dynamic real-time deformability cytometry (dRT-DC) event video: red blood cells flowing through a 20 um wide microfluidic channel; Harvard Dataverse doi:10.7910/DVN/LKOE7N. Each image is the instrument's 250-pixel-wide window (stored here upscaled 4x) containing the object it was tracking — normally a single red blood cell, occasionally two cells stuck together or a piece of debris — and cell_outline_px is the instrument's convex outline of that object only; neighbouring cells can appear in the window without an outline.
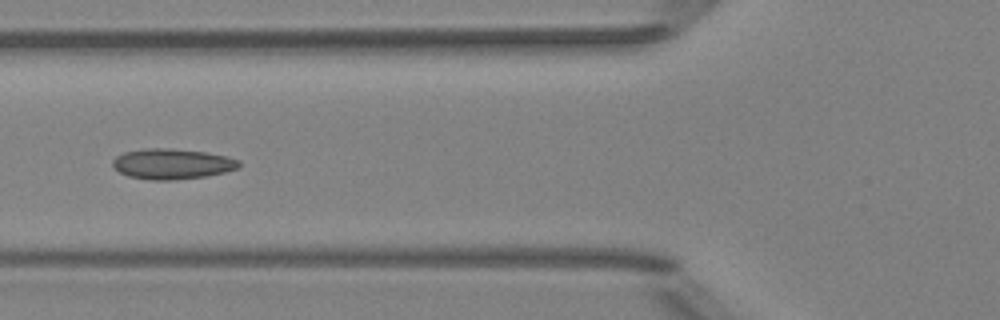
{"species": "Egyptian fruit bat (a non-hibernating species)", "species_latin": "Rousettus aegyptiacus", "temperature_condition": "room temperature", "stored_images_in_passage": 7, "camera_frame_rate_fps": 3000, "um_per_image_px": 0.085, "animal": {"sex": "female"}, "frame": {"image": 1, "passage_image": 6, "time_ms": 6.667, "image_size_px": [1000, 320], "cell_outline_px": [[240, 168], [208, 176], [172, 180], [152, 180], [128, 176], [112, 168], [112, 160], [116, 156], [124, 152], [144, 148], [172, 148], [204, 152], [224, 156], [240, 160]], "centroid_in_image_um": [14.61, 13.93], "position_along_channel_um": 111.2, "area_um2": 22.54}}
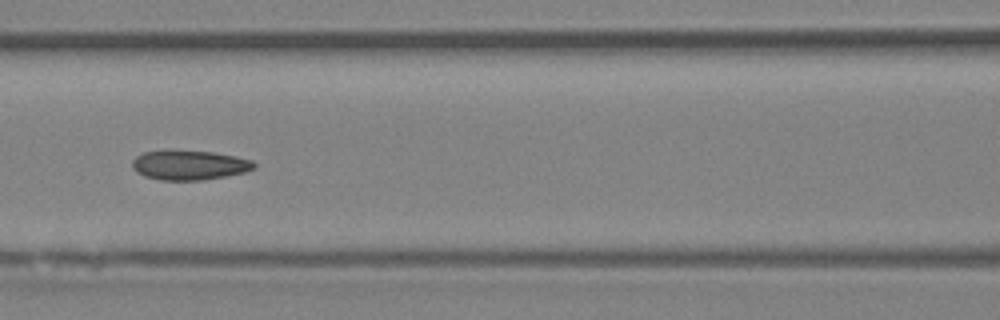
{"frame": {"image": 2, "passage_image": 7, "time_ms": 7.667, "image_size_px": [1000, 320], "cell_outline_px": [[256, 168], [244, 172], [204, 180], [160, 180], [144, 176], [136, 172], [132, 168], [132, 160], [136, 156], [144, 152], [212, 152], [236, 156], [252, 160], [256, 164]], "centroid_in_image_um": [16.11, 14.06], "position_along_channel_um": 150.5, "area_um2": 20.58}}